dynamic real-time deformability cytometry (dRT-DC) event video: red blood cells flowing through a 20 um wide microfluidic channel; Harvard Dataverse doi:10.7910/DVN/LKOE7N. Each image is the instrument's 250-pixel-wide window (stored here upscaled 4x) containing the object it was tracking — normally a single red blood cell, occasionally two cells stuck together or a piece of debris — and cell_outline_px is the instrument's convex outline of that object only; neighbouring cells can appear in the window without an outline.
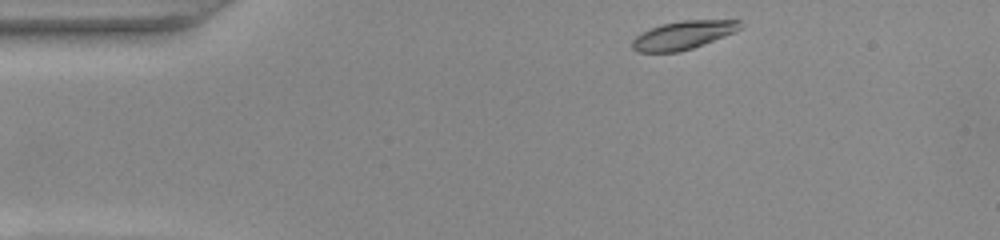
{"species": "common noctule bat (a hibernating species)", "species_latin": "Nyctalus noctula", "temperature_condition": "warm", "stored_images_in_passage": 45, "camera_frame_rate_fps": 3000, "um_per_image_px": 0.085, "animal": {"sex": "female", "body_mass_g": 22.0, "forearm_length_mm": 56.7}, "frame": {"image": 1, "passage_image": 1, "time_ms": 0.0, "image_size_px": [1000, 240], "cell_outline_px": [[740, 28], [724, 36], [692, 48], [680, 52], [636, 52], [632, 48], [632, 40], [636, 36], [652, 28], [664, 24], [680, 20], [740, 20]], "centroid_in_image_um": [58.03, 2.99], "position_along_channel_um": 27.0, "area_um2": 17.46}}
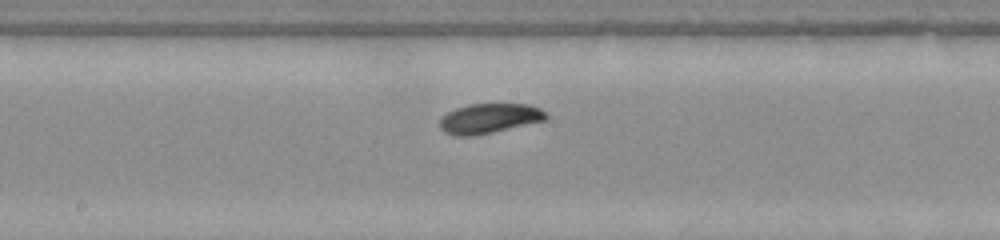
{"frame": {"image": 2, "passage_image": 20, "time_ms": 6.333, "image_size_px": [1000, 240], "cell_outline_px": [[548, 116], [544, 120], [492, 132], [472, 136], [456, 136], [444, 132], [440, 128], [440, 120], [448, 112], [456, 108], [472, 104], [528, 104], [540, 108]], "centroid_in_image_um": [41.57, 10.06], "position_along_channel_um": 206.6, "area_um2": 18.15}}
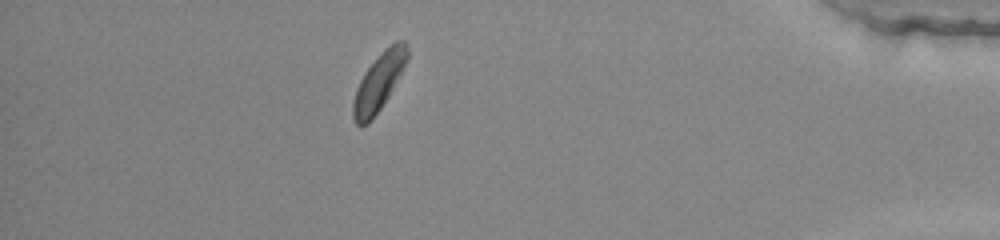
{"frame": {"image": 3, "passage_image": 39, "time_ms": 12.667, "image_size_px": [1000, 240], "cell_outline_px": [[408, 56], [388, 96], [380, 108], [368, 124], [356, 124], [352, 120], [352, 104], [356, 88], [364, 72], [384, 48], [396, 40], [404, 40], [408, 48]], "centroid_in_image_um": [32.16, 6.96], "position_along_channel_um": 403.0, "area_um2": 17.74}, "authors_computed_cell_mechanics": {"area_um2": 17.8602, "velocity_mm_per_s": 3.8339, "shape_relaxation_time_tau1_ms": 2.4172, "shape_relaxation_time_tau2_ms": null, "deformation_change_tau1": 0.0851, "deformation_change_tau2": null}}